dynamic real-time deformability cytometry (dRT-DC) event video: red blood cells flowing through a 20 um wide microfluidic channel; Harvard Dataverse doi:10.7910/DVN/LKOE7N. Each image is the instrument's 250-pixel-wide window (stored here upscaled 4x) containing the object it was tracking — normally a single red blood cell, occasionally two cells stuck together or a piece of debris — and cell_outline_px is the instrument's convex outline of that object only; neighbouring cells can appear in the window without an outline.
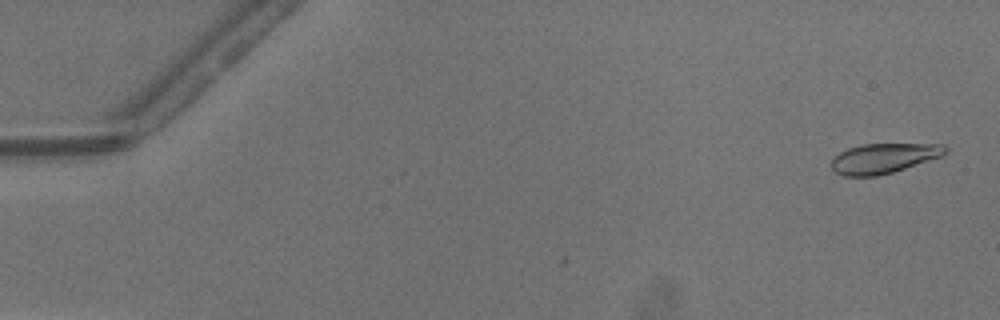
{"species": "common noctule bat (a hibernating species)", "species_latin": "Nyctalus noctula", "temperature_condition": "warm", "stored_images_in_passage": 8, "camera_frame_rate_fps": 3000, "um_per_image_px": 0.085, "animal": {"sex": "male", "body_mass_g": 13.3}, "frame": {"image": 1, "passage_image": 2, "time_ms": 0.333, "image_size_px": [1000, 320], "cell_outline_px": [[948, 152], [944, 156], [892, 172], [876, 176], [844, 176], [836, 172], [832, 168], [832, 160], [840, 152], [848, 148], [864, 144], [944, 144], [948, 148]], "centroid_in_image_um": [75.17, 13.45], "position_along_channel_um": 9.8, "area_um2": 19.83}}